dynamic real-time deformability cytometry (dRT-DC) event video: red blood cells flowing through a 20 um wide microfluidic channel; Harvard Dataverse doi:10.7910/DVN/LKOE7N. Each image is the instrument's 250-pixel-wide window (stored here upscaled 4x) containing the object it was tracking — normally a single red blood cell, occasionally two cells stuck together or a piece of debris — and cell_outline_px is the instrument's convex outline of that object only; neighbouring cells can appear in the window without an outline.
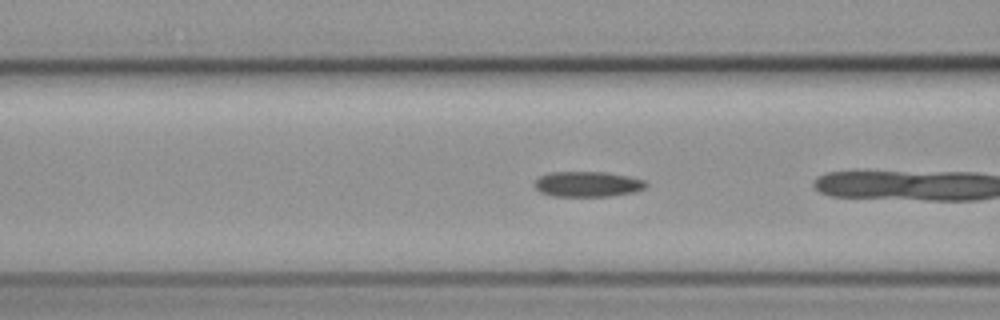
{"species": "common noctule bat (a hibernating species)", "species_latin": "Nyctalus noctula", "temperature_condition": "cold", "stored_images_in_passage": 22, "camera_frame_rate_fps": 3000, "um_per_image_px": 0.085, "animal": {"sex": "female", "body_mass_g": 19.3, "forearm_length_mm": 54.1}, "frame": {"image": 1, "passage_image": 21, "time_ms": 6.667, "image_size_px": [1000, 320], "cell_outline_px": [[648, 184], [644, 188], [636, 192], [612, 196], [552, 196], [540, 192], [532, 184], [540, 176], [548, 172], [604, 172], [628, 176], [644, 180]], "centroid_in_image_um": [49.93, 15.65], "position_along_channel_um": 116.7, "area_um2": 16.59}}